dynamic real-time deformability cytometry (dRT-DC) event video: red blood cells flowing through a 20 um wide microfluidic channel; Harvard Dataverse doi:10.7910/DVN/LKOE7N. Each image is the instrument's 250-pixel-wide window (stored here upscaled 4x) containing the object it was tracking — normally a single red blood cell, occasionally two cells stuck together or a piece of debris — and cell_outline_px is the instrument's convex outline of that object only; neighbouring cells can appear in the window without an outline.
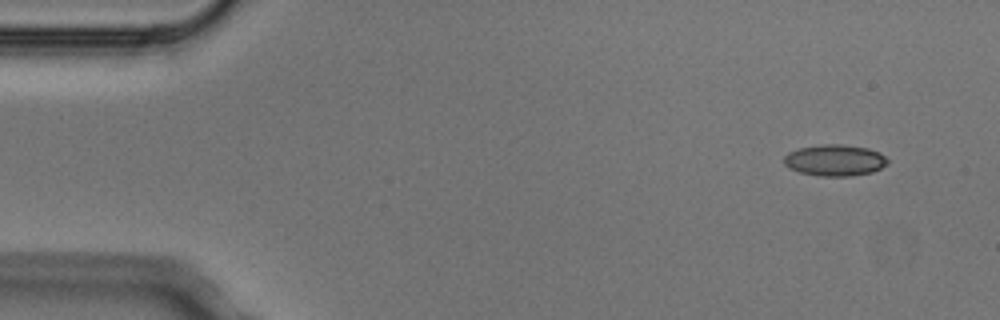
{"species": "Egyptian fruit bat (a non-hibernating species)", "species_latin": "Rousettus aegyptiacus", "temperature_condition": "cold", "stored_images_in_passage": 4, "camera_frame_rate_fps": 3000, "um_per_image_px": 0.085, "animal": {"sex": "male"}, "frame": {"image": 1, "passage_image": 1, "time_ms": 0.0, "image_size_px": [1000, 320], "cell_outline_px": [[888, 164], [872, 172], [852, 176], [820, 176], [800, 172], [788, 168], [784, 164], [784, 156], [788, 152], [800, 148], [820, 144], [840, 144], [868, 148], [880, 152], [888, 160]], "centroid_in_image_um": [70.96, 13.62], "position_along_channel_um": 14.0, "area_um2": 19.02}}
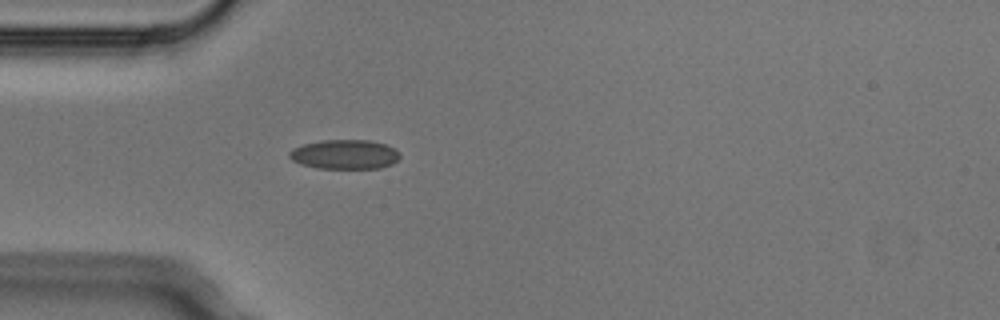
{"frame": {"image": 2, "passage_image": 4, "time_ms": 1.0, "image_size_px": [1000, 320], "cell_outline_px": [[400, 156], [392, 164], [380, 168], [320, 168], [300, 164], [292, 160], [288, 156], [288, 152], [292, 148], [304, 144], [324, 140], [368, 140], [384, 144], [400, 152]], "centroid_in_image_um": [29.27, 13.12], "position_along_channel_um": 55.7, "area_um2": 18.84}}